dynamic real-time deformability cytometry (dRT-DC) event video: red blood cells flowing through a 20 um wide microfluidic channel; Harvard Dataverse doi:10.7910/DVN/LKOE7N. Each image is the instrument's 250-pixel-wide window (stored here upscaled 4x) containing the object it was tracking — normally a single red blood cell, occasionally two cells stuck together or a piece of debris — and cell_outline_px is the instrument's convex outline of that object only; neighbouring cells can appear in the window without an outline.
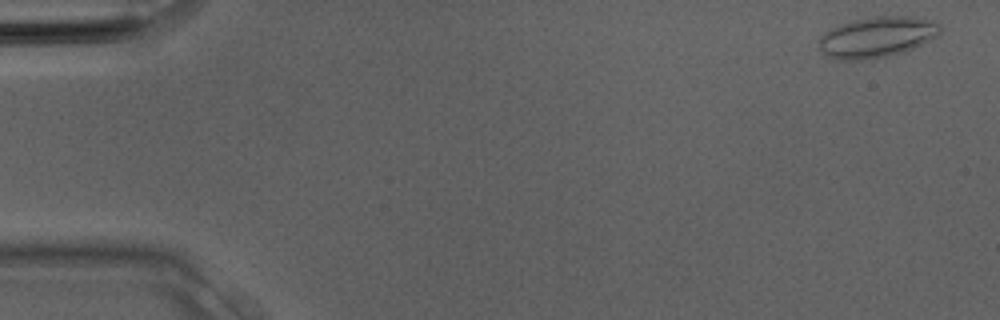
{"species": "Egyptian fruit bat (a non-hibernating species)", "species_latin": "Rousettus aegyptiacus", "temperature_condition": "room temperature", "stored_images_in_passage": 3, "camera_frame_rate_fps": 3000, "um_per_image_px": 0.085, "animal": {"sex": "male"}, "frame": {"image": 1, "passage_image": 1, "time_ms": 0.0, "image_size_px": [1000, 320], "cell_outline_px": [[940, 32], [936, 36], [912, 48], [900, 52], [884, 56], [860, 60], [836, 60], [824, 56], [820, 52], [820, 36], [824, 32], [832, 28], [852, 20], [872, 16], [916, 16], [932, 20], [940, 24]], "centroid_in_image_um": [74.5, 3.14], "position_along_channel_um": 10.5, "area_um2": 28.67}}